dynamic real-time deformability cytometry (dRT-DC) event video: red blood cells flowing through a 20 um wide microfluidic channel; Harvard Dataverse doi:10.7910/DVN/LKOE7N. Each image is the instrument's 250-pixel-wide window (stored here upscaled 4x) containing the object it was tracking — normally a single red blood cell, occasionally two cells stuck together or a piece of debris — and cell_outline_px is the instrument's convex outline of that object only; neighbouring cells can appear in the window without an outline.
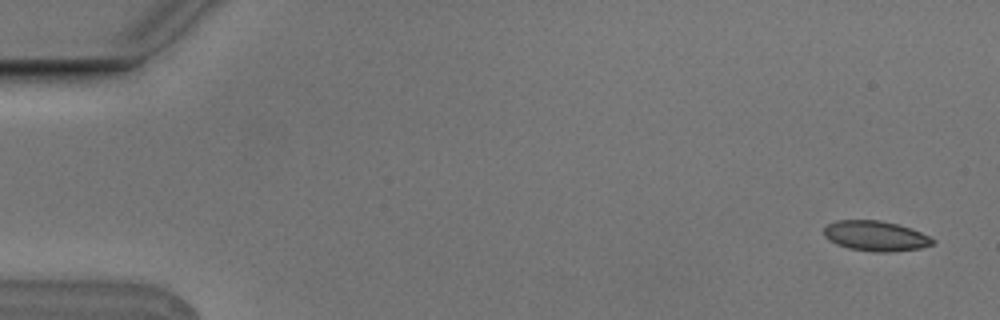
{"species": "Egyptian fruit bat (a non-hibernating species)", "species_latin": "Rousettus aegyptiacus", "temperature_condition": "cold", "stored_images_in_passage": 5, "camera_frame_rate_fps": 3000, "um_per_image_px": 0.085, "animal": {"sex": "male"}, "frame": {"image": 1, "passage_image": 1, "time_ms": 0.0, "image_size_px": [1000, 320], "cell_outline_px": [[936, 240], [932, 244], [920, 248], [892, 252], [876, 252], [848, 248], [836, 244], [828, 240], [824, 236], [824, 228], [828, 224], [836, 220], [880, 220], [912, 228]], "centroid_in_image_um": [74.41, 20.05], "position_along_channel_um": 10.6, "area_um2": 19.13}}
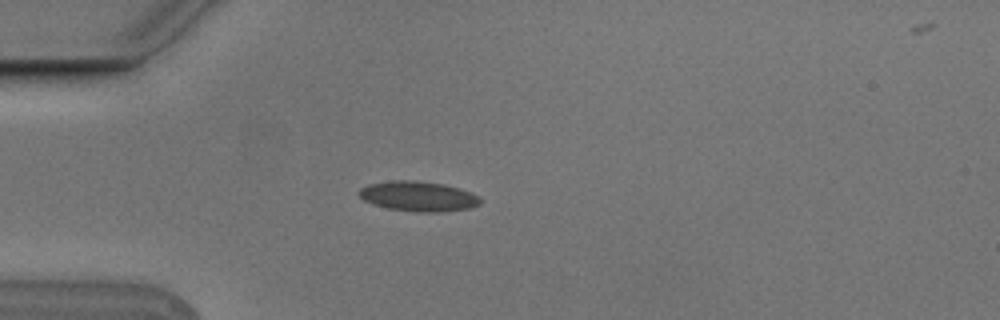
{"frame": {"image": 2, "passage_image": 4, "time_ms": 1.0, "image_size_px": [1000, 320], "cell_outline_px": [[480, 204], [472, 208], [440, 212], [416, 212], [388, 208], [372, 204], [364, 200], [356, 192], [360, 188], [368, 184], [392, 180], [416, 180], [444, 184], [460, 188], [472, 192], [480, 196]], "centroid_in_image_um": [35.57, 16.68], "position_along_channel_um": 49.4, "area_um2": 21.5}}